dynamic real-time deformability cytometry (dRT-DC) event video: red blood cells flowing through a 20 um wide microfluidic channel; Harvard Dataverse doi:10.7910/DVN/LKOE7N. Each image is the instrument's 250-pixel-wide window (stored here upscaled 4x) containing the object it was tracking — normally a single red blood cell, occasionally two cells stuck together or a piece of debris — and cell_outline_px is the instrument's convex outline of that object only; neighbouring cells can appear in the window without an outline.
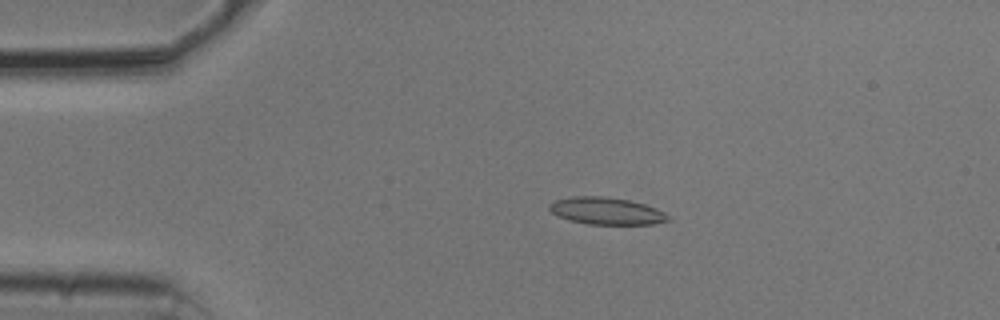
{"species": "common noctule bat (a hibernating species)", "species_latin": "Nyctalus noctula", "temperature_condition": "cold", "stored_images_in_passage": 54, "camera_frame_rate_fps": 3000, "um_per_image_px": 0.085, "animal": {"sex": "male", "body_mass_g": 20.5, "forearm_length_mm": 52.5}, "frame": {"image": 1, "passage_image": 11, "time_ms": 3.333, "image_size_px": [1000, 320], "cell_outline_px": [[672, 220], [652, 224], [588, 224], [572, 220], [560, 216], [552, 212], [548, 208], [548, 204], [556, 200], [572, 196], [604, 196], [628, 200], [644, 204], [656, 208], [664, 212]], "centroid_in_image_um": [51.56, 17.92], "position_along_channel_um": 33.4, "area_um2": 18.61}}
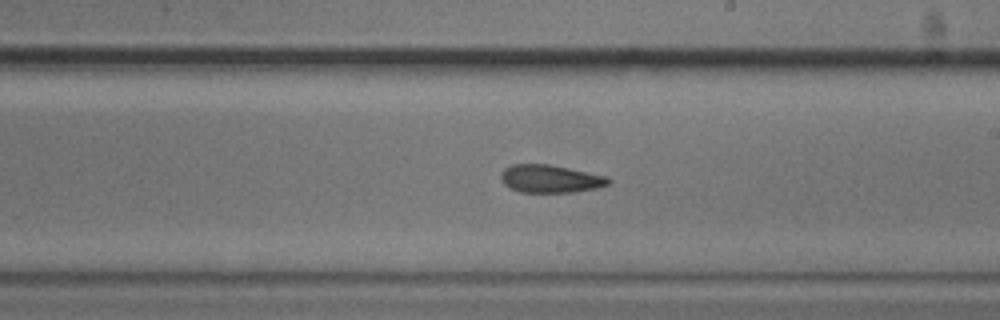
{"frame": {"image": 2, "passage_image": 31, "time_ms": 10.0, "image_size_px": [1000, 320], "cell_outline_px": [[612, 184], [596, 188], [576, 192], [520, 192], [508, 188], [500, 180], [500, 172], [504, 168], [512, 164], [548, 164], [608, 176], [612, 180]], "centroid_in_image_um": [46.77, 15.2], "position_along_channel_um": 242.2, "area_um2": 17.74}}
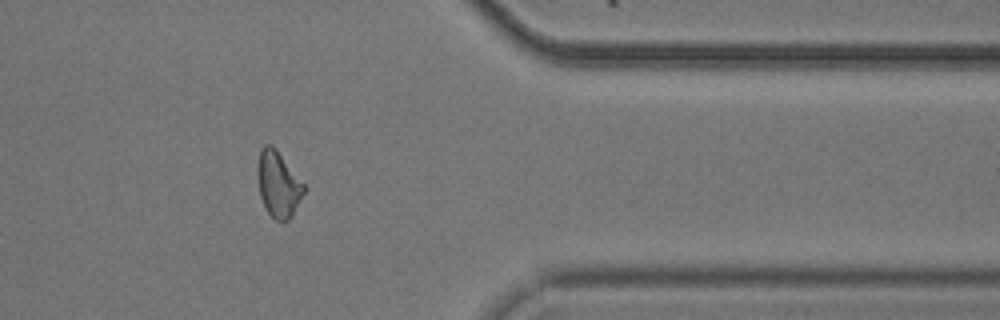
{"frame": {"image": 3, "passage_image": 44, "time_ms": 14.333, "image_size_px": [1000, 320], "cell_outline_px": [[308, 188], [292, 216], [288, 220], [276, 220], [268, 212], [260, 196], [256, 176], [256, 168], [260, 148], [264, 144], [272, 144], [276, 148]], "centroid_in_image_um": [23.66, 15.61], "position_along_channel_um": 387.7, "area_um2": 18.21}, "authors_computed_cell_mechanics": {"area_um2": 18.1781, "velocity_mm_per_s": 3.7492, "shape_relaxation_time_tau1_ms": null, "shape_relaxation_time_tau2_ms": 3.5956, "deformation_change_tau1": null, "deformation_change_tau2": 0.1107}}